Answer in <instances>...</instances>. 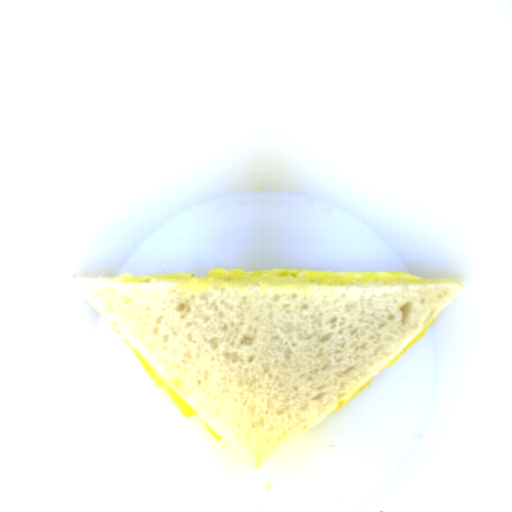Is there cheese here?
Listing matches in <instances>:
<instances>
[{"instance_id": "1", "label": "cheese", "mask_w": 512, "mask_h": 512, "mask_svg": "<svg viewBox=\"0 0 512 512\" xmlns=\"http://www.w3.org/2000/svg\"><path fill=\"white\" fill-rule=\"evenodd\" d=\"M208 279L357 283H414L424 277L409 273H323L282 270H210Z\"/></svg>"}, {"instance_id": "2", "label": "cheese", "mask_w": 512, "mask_h": 512, "mask_svg": "<svg viewBox=\"0 0 512 512\" xmlns=\"http://www.w3.org/2000/svg\"><path fill=\"white\" fill-rule=\"evenodd\" d=\"M133 349L156 388H161L166 396L187 418L196 419L202 416L149 361H147L134 347Z\"/></svg>"}, {"instance_id": "3", "label": "cheese", "mask_w": 512, "mask_h": 512, "mask_svg": "<svg viewBox=\"0 0 512 512\" xmlns=\"http://www.w3.org/2000/svg\"><path fill=\"white\" fill-rule=\"evenodd\" d=\"M180 278H195L192 273H176L167 275H122L117 276L113 280H126V281H139V282H150L152 280H173Z\"/></svg>"}, {"instance_id": "4", "label": "cheese", "mask_w": 512, "mask_h": 512, "mask_svg": "<svg viewBox=\"0 0 512 512\" xmlns=\"http://www.w3.org/2000/svg\"><path fill=\"white\" fill-rule=\"evenodd\" d=\"M438 316L428 323L420 332H418L405 346H403L390 360H388L382 367H388L389 365L398 361L403 355H405L415 344H417L431 329L433 324L436 322Z\"/></svg>"}, {"instance_id": "5", "label": "cheese", "mask_w": 512, "mask_h": 512, "mask_svg": "<svg viewBox=\"0 0 512 512\" xmlns=\"http://www.w3.org/2000/svg\"><path fill=\"white\" fill-rule=\"evenodd\" d=\"M375 378V374L370 377L365 383H363L359 388H357L352 394H350L346 399H344L339 405H337L329 414L335 412L336 410L342 408L347 405L354 397H356L373 379ZM328 414V415H329Z\"/></svg>"}, {"instance_id": "6", "label": "cheese", "mask_w": 512, "mask_h": 512, "mask_svg": "<svg viewBox=\"0 0 512 512\" xmlns=\"http://www.w3.org/2000/svg\"><path fill=\"white\" fill-rule=\"evenodd\" d=\"M206 428L214 441L225 440L207 420Z\"/></svg>"}]
</instances>
